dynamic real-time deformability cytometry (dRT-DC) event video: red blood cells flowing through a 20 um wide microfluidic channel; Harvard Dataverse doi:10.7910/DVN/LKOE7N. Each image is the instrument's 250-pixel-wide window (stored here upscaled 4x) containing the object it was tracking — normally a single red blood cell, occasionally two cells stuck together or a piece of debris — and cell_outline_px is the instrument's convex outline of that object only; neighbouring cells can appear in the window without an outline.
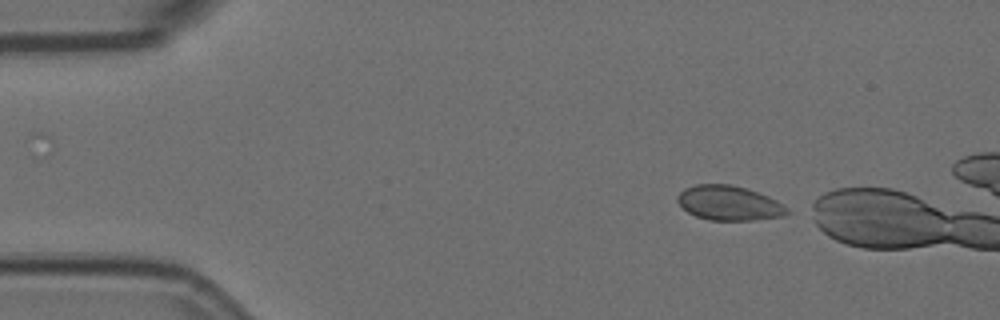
{"species": "Egyptian fruit bat (a non-hibernating species)", "species_latin": "Rousettus aegyptiacus", "temperature_condition": "room temperature", "stored_images_in_passage": 2, "camera_frame_rate_fps": 3000, "um_per_image_px": 0.085, "animal": {"sex": "female"}, "frame": {"image": 1, "passage_image": 2, "time_ms": 0.333, "image_size_px": [1000, 320], "cell_outline_px": [[792, 212], [784, 216], [752, 220], [708, 220], [696, 216], [688, 212], [676, 200], [676, 196], [684, 188], [696, 184], [732, 184], [748, 188], [768, 196], [776, 200], [788, 208]], "centroid_in_image_um": [61.98, 17.25], "position_along_channel_um": 23.0, "area_um2": 22.31}}